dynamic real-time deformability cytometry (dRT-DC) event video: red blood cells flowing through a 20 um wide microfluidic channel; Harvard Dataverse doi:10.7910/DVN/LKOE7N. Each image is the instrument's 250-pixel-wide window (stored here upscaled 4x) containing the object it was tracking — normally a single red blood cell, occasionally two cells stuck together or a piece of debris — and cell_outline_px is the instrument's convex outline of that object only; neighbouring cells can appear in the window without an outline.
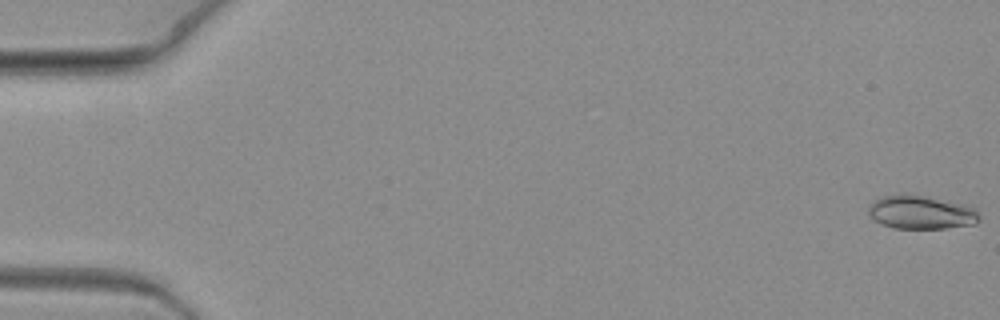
{"species": "common noctule bat (a hibernating species)", "species_latin": "Nyctalus noctula", "temperature_condition": "warm", "stored_images_in_passage": 7, "camera_frame_rate_fps": 3000, "um_per_image_px": 0.085, "animal": {"sex": "female", "body_mass_g": 19.3, "forearm_length_mm": 54.1}, "frame": {"image": 1, "passage_image": 1, "time_ms": 0.0, "image_size_px": [1000, 320], "cell_outline_px": [[980, 220], [976, 224], [944, 228], [892, 228], [880, 224], [868, 216], [868, 204], [872, 200], [884, 196], [924, 196], [964, 204], [976, 208], [980, 216]], "centroid_in_image_um": [78.29, 18.07], "position_along_channel_um": 6.7, "area_um2": 21.56}}
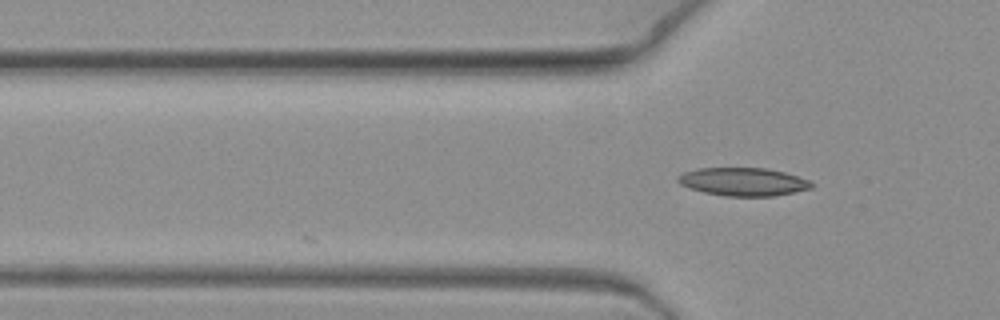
{"frame": {"image": 2, "passage_image": 7, "time_ms": 2.0, "image_size_px": [1000, 320], "cell_outline_px": [[812, 188], [772, 196], [724, 196], [704, 192], [680, 184], [676, 180], [676, 176], [684, 172], [696, 168], [768, 168], [784, 172], [808, 180], [812, 184]], "centroid_in_image_um": [63.12, 15.44], "position_along_channel_um": 62.7, "area_um2": 21.73}}